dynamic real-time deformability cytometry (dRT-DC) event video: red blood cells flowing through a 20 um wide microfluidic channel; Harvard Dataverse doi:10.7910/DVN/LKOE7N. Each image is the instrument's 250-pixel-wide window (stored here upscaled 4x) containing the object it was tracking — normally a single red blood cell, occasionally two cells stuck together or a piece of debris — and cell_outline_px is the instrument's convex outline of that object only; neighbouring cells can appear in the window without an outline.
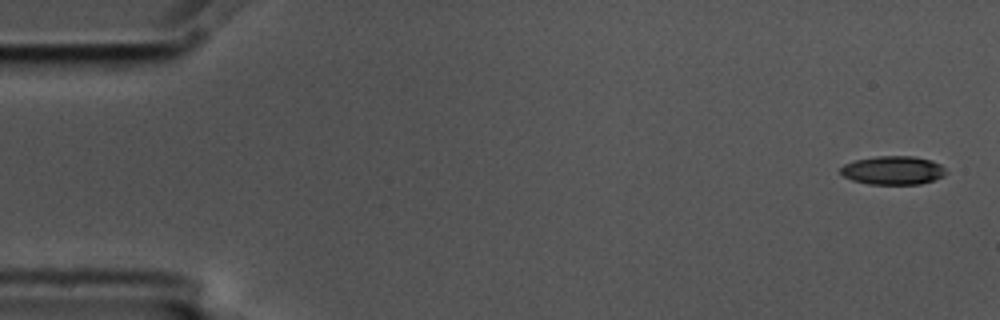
{"species": "common noctule bat (a hibernating species)", "species_latin": "Nyctalus noctula", "temperature_condition": "cold", "stored_images_in_passage": 6, "segment_of_instrument_passage": [1, 2], "camera_frame_rate_fps": 3000, "um_per_image_px": 0.085, "animal": {"sex": "male", "body_mass_g": 17.5, "forearm_length_mm": 52.3}, "frame": {"image": 1, "passage_image": 1, "time_ms": 0.0, "image_size_px": [1000, 320], "cell_outline_px": [[948, 172], [944, 176], [920, 184], [868, 184], [852, 180], [844, 176], [840, 172], [840, 168], [844, 164], [856, 160], [876, 156], [912, 156], [932, 160], [940, 164]], "centroid_in_image_um": [75.91, 14.47], "position_along_channel_um": 9.1, "area_um2": 17.57}}
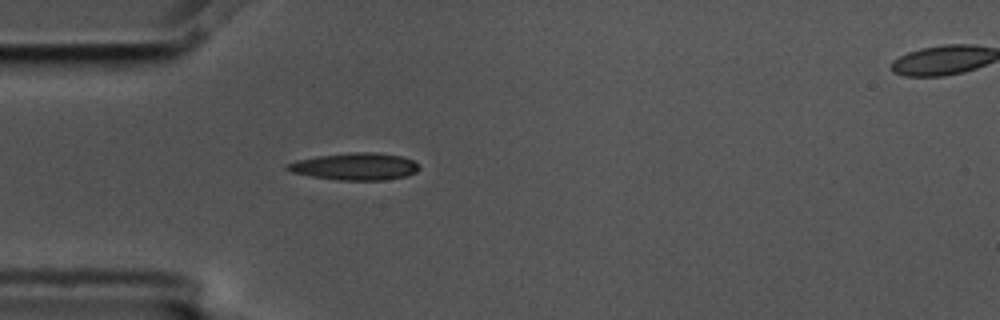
{"frame": {"image": 2, "passage_image": 5, "time_ms": 1.333, "image_size_px": [1000, 320], "cell_outline_px": [[420, 168], [416, 172], [404, 176], [384, 180], [340, 180], [312, 176], [292, 172], [284, 168], [284, 164], [296, 160], [316, 156], [348, 152], [376, 152], [400, 156], [412, 160], [420, 164]], "centroid_in_image_um": [30.16, 14.14], "position_along_channel_um": 54.8, "area_um2": 20.92}}